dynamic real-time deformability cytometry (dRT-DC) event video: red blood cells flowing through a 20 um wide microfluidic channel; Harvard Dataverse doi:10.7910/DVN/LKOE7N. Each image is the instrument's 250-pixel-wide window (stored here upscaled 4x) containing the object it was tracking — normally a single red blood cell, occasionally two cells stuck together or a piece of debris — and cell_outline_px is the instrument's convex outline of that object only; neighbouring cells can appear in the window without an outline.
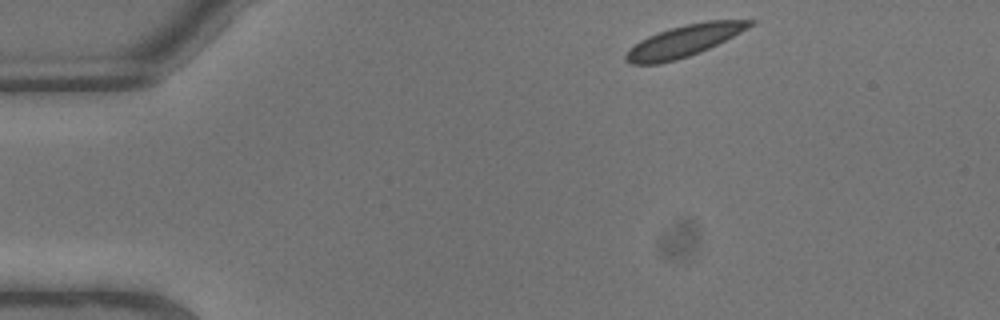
{"species": "common noctule bat (a hibernating species)", "species_latin": "Nyctalus noctula", "temperature_condition": "warm", "stored_images_in_passage": 4, "camera_frame_rate_fps": 3000, "um_per_image_px": 0.085, "animal": {"sex": "male", "body_mass_g": 13.3}, "frame": {"image": 1, "passage_image": 1, "time_ms": 0.0, "image_size_px": [1000, 320], "cell_outline_px": [[756, 20], [752, 24], [740, 32], [700, 52], [676, 60], [660, 64], [632, 64], [624, 60], [624, 56], [628, 48], [640, 40], [648, 36], [672, 28], [688, 24], [708, 20]], "centroid_in_image_um": [58.06, 3.5], "position_along_channel_um": 26.9, "area_um2": 22.43}}